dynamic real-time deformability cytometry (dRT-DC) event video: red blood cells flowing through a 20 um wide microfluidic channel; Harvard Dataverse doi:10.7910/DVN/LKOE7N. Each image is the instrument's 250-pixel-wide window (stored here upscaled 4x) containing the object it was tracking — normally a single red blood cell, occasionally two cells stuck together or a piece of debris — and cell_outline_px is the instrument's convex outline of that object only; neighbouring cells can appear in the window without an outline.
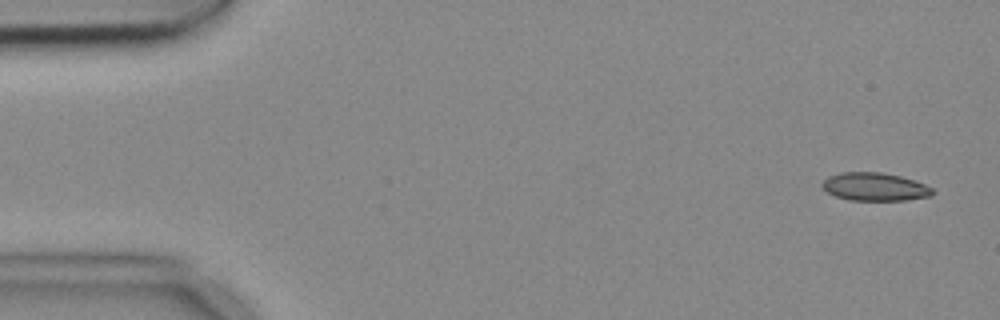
{"species": "common noctule bat (a hibernating species)", "species_latin": "Nyctalus noctula", "temperature_condition": "cold", "stored_images_in_passage": 4, "camera_frame_rate_fps": 3000, "um_per_image_px": 0.085, "animal": {"sex": "female", "body_mass_g": 18.4}, "frame": {"image": 1, "passage_image": 1, "time_ms": 0.0, "image_size_px": [1000, 320], "cell_outline_px": [[936, 192], [932, 196], [908, 200], [848, 200], [836, 196], [828, 192], [820, 184], [828, 176], [840, 172], [880, 172], [900, 176], [924, 184], [932, 188]], "centroid_in_image_um": [74.37, 15.88], "position_along_channel_um": 10.6, "area_um2": 18.09}}
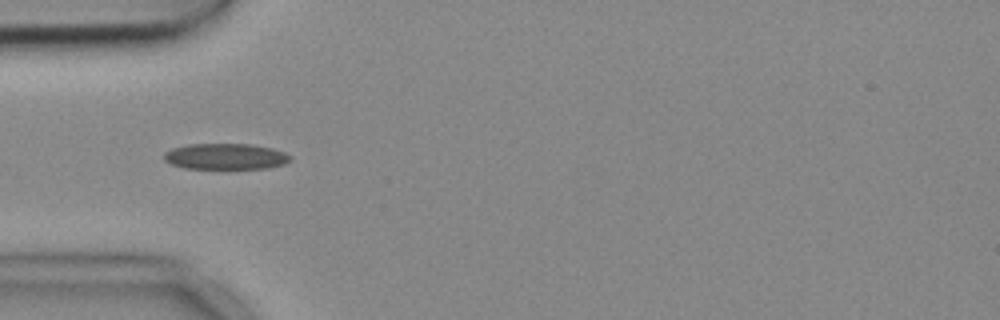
{"frame": {"image": 2, "passage_image": 4, "time_ms": 1.0, "image_size_px": [1000, 320], "cell_outline_px": [[292, 160], [284, 164], [268, 168], [184, 168], [172, 164], [164, 160], [164, 152], [172, 148], [188, 144], [252, 144], [272, 148], [284, 152], [292, 156]], "centroid_in_image_um": [19.19, 13.29], "position_along_channel_um": 65.8, "area_um2": 19.13}}